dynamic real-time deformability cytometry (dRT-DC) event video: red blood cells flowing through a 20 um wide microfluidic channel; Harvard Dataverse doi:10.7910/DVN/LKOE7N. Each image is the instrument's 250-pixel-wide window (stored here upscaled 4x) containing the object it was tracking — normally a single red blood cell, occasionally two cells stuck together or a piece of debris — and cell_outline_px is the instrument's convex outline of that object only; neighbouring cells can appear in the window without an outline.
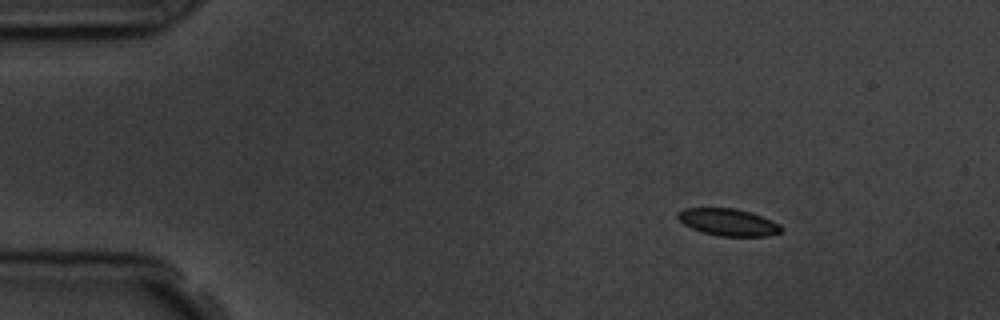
{"species": "common noctule bat (a hibernating species)", "species_latin": "Nyctalus noctula", "temperature_condition": "room temperature", "stored_images_in_passage": 8, "camera_frame_rate_fps": 3000, "um_per_image_px": 0.085, "animal": {"sex": "male", "body_mass_g": 19.5, "forearm_length_mm": 54.6}, "frame": {"image": 1, "passage_image": 1, "time_ms": 0.0, "image_size_px": [1000, 320], "cell_outline_px": [[780, 232], [768, 236], [720, 236], [704, 232], [692, 228], [684, 224], [676, 216], [676, 212], [684, 208], [736, 208], [752, 212], [780, 224]], "centroid_in_image_um": [61.87, 18.87], "position_along_channel_um": 23.1, "area_um2": 16.24}}